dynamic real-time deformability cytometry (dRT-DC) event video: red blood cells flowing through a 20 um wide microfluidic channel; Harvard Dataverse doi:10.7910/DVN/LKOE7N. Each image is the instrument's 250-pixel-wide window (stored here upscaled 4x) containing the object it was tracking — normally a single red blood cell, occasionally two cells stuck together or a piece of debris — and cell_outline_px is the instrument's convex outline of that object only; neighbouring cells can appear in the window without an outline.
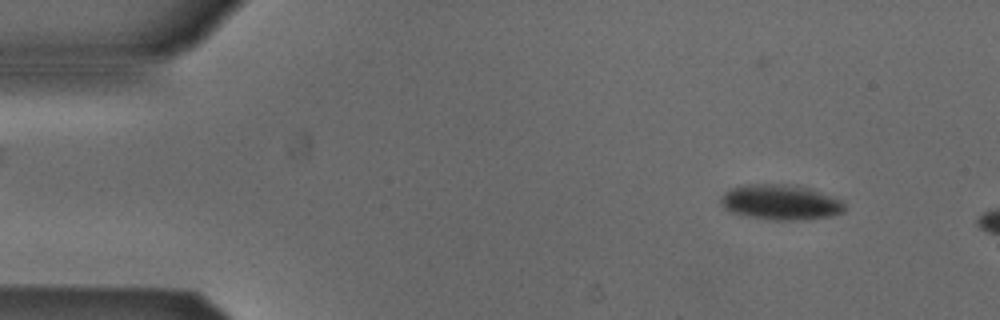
{"species": "Egyptian fruit bat (a non-hibernating species)", "species_latin": "Rousettus aegyptiacus", "temperature_condition": "cold", "stored_images_in_passage": 14, "camera_frame_rate_fps": 3000, "um_per_image_px": 0.085, "animal": {"sex": "male"}, "frame": {"image": 1, "passage_image": 5, "time_ms": 1.333, "image_size_px": [1000, 320], "cell_outline_px": [[844, 212], [832, 216], [792, 220], [776, 220], [748, 216], [732, 212], [724, 208], [720, 204], [720, 196], [728, 188], [740, 184], [784, 184], [808, 188], [844, 200]], "centroid_in_image_um": [66.3, 17.17], "position_along_channel_um": 18.7, "area_um2": 25.49}}